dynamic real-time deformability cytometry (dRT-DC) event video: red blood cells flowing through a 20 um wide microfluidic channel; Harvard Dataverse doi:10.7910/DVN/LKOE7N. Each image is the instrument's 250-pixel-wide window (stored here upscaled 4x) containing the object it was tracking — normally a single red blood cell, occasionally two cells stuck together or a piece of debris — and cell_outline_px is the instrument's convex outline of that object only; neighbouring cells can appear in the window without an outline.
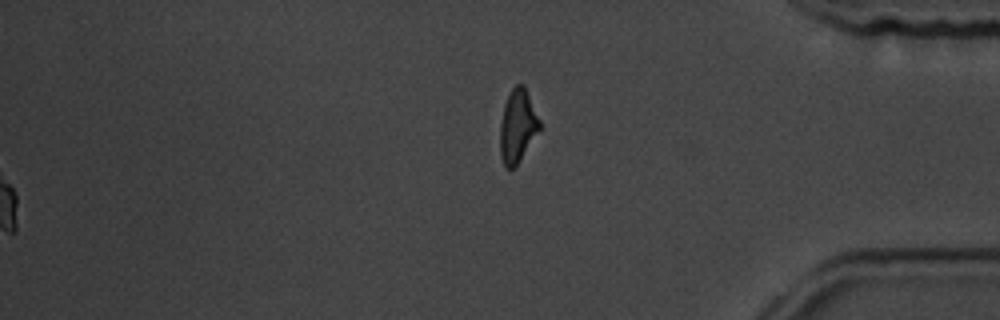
{"species": "common noctule bat (a hibernating species)", "species_latin": "Nyctalus noctula", "temperature_condition": "room temperature", "stored_images_in_passage": 59, "segment_of_instrument_passage": [2, 2], "camera_frame_rate_fps": 3000, "um_per_image_px": 0.085, "animal": {"sex": "male", "body_mass_g": 19.5, "forearm_length_mm": 54.6}, "frame": {"image": 1, "passage_image": 59, "time_ms": 19.333, "image_size_px": [1000, 320], "cell_outline_px": [[540, 128], [516, 168], [504, 168], [500, 156], [500, 124], [504, 104], [512, 88], [516, 84], [524, 84], [540, 120]], "centroid_in_image_um": [43.98, 10.74], "position_along_channel_um": 391.2, "area_um2": 16.94}}